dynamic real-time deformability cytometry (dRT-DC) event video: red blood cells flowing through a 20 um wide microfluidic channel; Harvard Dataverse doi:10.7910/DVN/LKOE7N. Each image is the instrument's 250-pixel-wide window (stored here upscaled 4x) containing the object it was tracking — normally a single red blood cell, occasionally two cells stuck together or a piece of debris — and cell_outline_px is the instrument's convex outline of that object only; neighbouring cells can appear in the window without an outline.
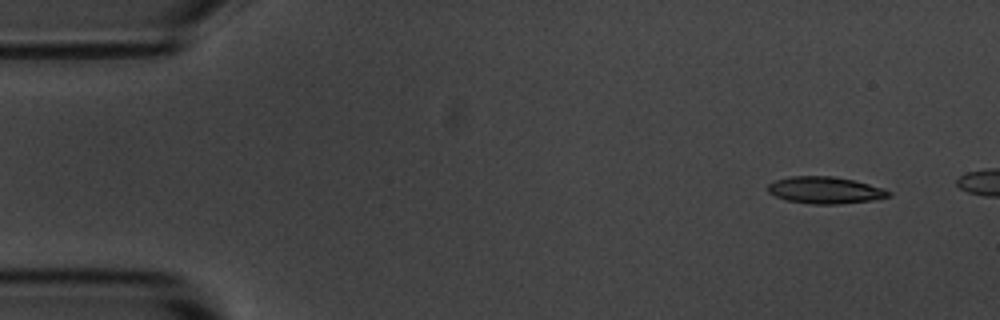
{"species": "common noctule bat (a hibernating species)", "species_latin": "Nyctalus noctula", "temperature_condition": "room temperature", "stored_images_in_passage": 3, "camera_frame_rate_fps": 3000, "um_per_image_px": 0.085, "animal": {"sex": "male", "body_mass_g": 20.1, "forearm_length_mm": 53.5}, "frame": {"image": 1, "passage_image": 1, "time_ms": 0.0, "image_size_px": [1000, 320], "cell_outline_px": [[892, 196], [872, 200], [840, 204], [812, 204], [784, 200], [768, 192], [768, 184], [776, 180], [792, 176], [832, 176], [856, 180], [892, 192]], "centroid_in_image_um": [70.13, 16.17], "position_along_channel_um": 14.9, "area_um2": 18.9}}